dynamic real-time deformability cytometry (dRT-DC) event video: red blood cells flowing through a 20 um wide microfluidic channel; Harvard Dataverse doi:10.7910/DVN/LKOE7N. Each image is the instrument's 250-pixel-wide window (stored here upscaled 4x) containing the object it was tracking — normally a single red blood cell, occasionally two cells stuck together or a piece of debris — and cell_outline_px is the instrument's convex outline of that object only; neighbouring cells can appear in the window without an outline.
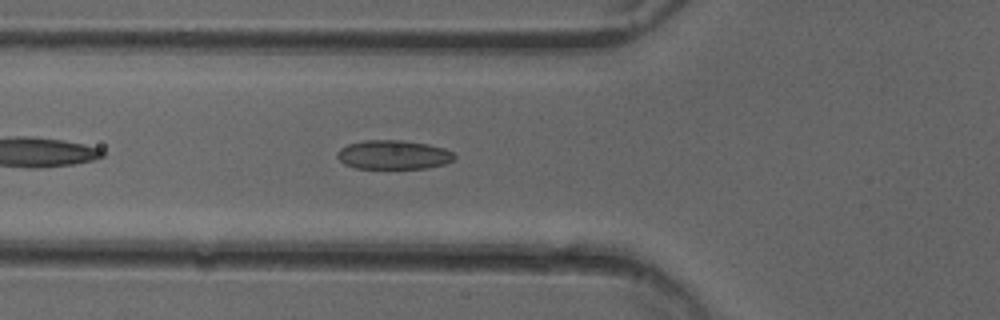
{"species": "common noctule bat (a hibernating species)", "species_latin": "Nyctalus noctula", "temperature_condition": "cold", "stored_images_in_passage": 38, "camera_frame_rate_fps": 3000, "um_per_image_px": 0.085, "animal": {"sex": "female"}, "frame": {"image": 1, "passage_image": 5, "time_ms": 1.333, "image_size_px": [1000, 320], "cell_outline_px": [[456, 156], [452, 160], [444, 164], [428, 168], [356, 168], [344, 164], [336, 156], [336, 152], [340, 148], [348, 144], [364, 140], [400, 140], [428, 144], [444, 148], [452, 152]], "centroid_in_image_um": [33.42, 13.15], "position_along_channel_um": 92.4, "area_um2": 19.83}}
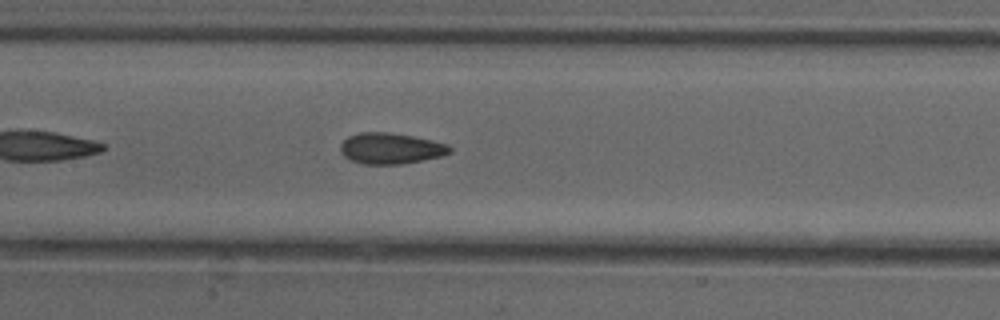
{"frame": {"image": 2, "passage_image": 11, "time_ms": 3.333, "image_size_px": [1000, 320], "cell_outline_px": [[452, 152], [444, 156], [424, 160], [400, 164], [364, 164], [352, 160], [344, 156], [340, 152], [340, 144], [348, 136], [360, 132], [388, 132], [412, 136], [432, 140], [448, 144], [452, 148]], "centroid_in_image_um": [33.24, 12.61], "position_along_channel_um": 174.2, "area_um2": 19.88}}
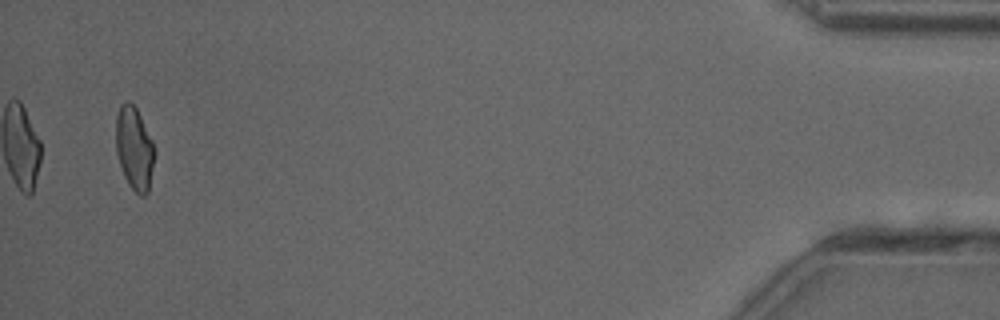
{"frame": {"image": 3, "passage_image": 36, "time_ms": 11.667, "image_size_px": [1000, 320], "cell_outline_px": [[156, 152], [148, 192], [144, 196], [140, 196], [128, 184], [124, 176], [116, 152], [116, 116], [120, 104], [128, 100], [136, 108], [152, 140]], "centroid_in_image_um": [11.42, 12.62], "position_along_channel_um": 423.8, "area_um2": 18.73}, "authors_computed_cell_mechanics": {"area_um2": 19.2185, "velocity_mm_per_s": 4.0397, "shape_relaxation_time_tau1_ms": null, "shape_relaxation_time_tau2_ms": 2.3452, "deformation_change_tau1": null, "deformation_change_tau2": 0.0755}}